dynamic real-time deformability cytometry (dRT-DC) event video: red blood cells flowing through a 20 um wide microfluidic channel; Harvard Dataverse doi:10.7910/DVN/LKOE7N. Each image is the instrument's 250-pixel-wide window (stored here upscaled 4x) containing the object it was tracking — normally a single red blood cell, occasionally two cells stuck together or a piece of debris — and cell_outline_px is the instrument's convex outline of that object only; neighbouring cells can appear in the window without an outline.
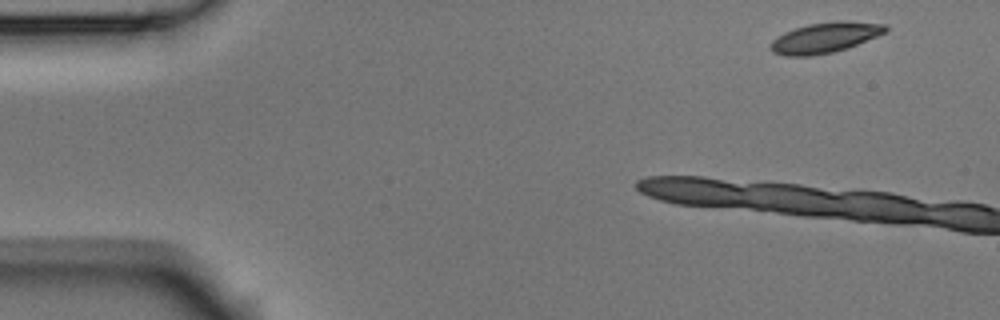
{"species": "Egyptian fruit bat (a non-hibernating species)", "species_latin": "Rousettus aegyptiacus", "temperature_condition": "room temperature", "stored_images_in_passage": 3, "camera_frame_rate_fps": 3000, "um_per_image_px": 0.085, "animal": {"sex": "male"}, "frame": {"image": 1, "passage_image": 1, "time_ms": 0.0, "image_size_px": [1000, 320], "cell_outline_px": [[888, 32], [848, 48], [832, 52], [812, 56], [784, 56], [772, 52], [768, 44], [776, 36], [784, 32], [808, 24], [836, 20], [844, 20], [884, 24], [888, 28]], "centroid_in_image_um": [70.11, 3.2], "position_along_channel_um": 14.9, "area_um2": 20.69}}